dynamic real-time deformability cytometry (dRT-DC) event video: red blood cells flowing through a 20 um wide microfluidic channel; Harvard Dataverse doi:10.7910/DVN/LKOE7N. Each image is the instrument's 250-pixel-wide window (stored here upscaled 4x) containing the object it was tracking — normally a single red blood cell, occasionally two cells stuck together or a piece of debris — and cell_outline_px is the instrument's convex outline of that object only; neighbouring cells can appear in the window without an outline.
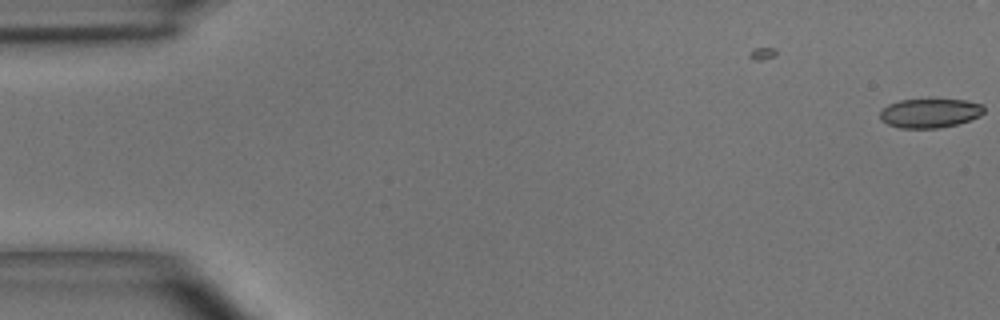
{"species": "common noctule bat (a hibernating species)", "species_latin": "Nyctalus noctula", "temperature_condition": "room temperature", "stored_images_in_passage": 4, "camera_frame_rate_fps": 3000, "um_per_image_px": 0.085, "animal": {"sex": "male", "body_mass_g": 15.6}, "frame": {"image": 1, "passage_image": 4, "time_ms": 1.0, "image_size_px": [1000, 320], "cell_outline_px": [[984, 112], [980, 116], [956, 124], [940, 128], [900, 128], [888, 124], [880, 120], [880, 112], [888, 104], [900, 100], [964, 100], [984, 104]], "centroid_in_image_um": [79.04, 9.62], "position_along_channel_um": 6.0, "area_um2": 17.57}}